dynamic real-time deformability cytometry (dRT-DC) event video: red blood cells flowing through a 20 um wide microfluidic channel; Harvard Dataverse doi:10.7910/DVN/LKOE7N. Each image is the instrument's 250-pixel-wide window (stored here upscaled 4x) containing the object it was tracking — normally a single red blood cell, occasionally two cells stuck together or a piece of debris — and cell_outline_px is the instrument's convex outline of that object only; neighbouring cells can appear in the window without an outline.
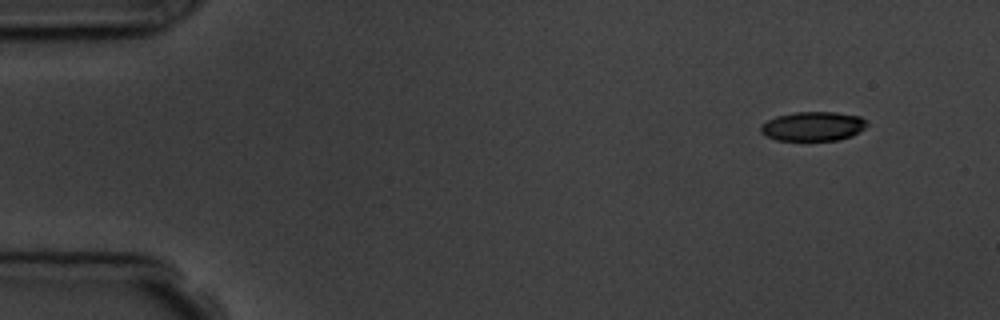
{"species": "common noctule bat (a hibernating species)", "species_latin": "Nyctalus noctula", "temperature_condition": "room temperature", "stored_images_in_passage": 4, "camera_frame_rate_fps": 3000, "um_per_image_px": 0.085, "animal": {"sex": "male", "body_mass_g": 19.5, "forearm_length_mm": 54.6}, "frame": {"image": 1, "passage_image": 1, "time_ms": 0.0, "image_size_px": [1000, 320], "cell_outline_px": [[868, 124], [860, 132], [852, 136], [840, 140], [776, 140], [760, 132], [760, 124], [776, 116], [792, 112], [836, 112], [860, 116]], "centroid_in_image_um": [69.1, 10.73], "position_along_channel_um": 15.9, "area_um2": 18.21}}
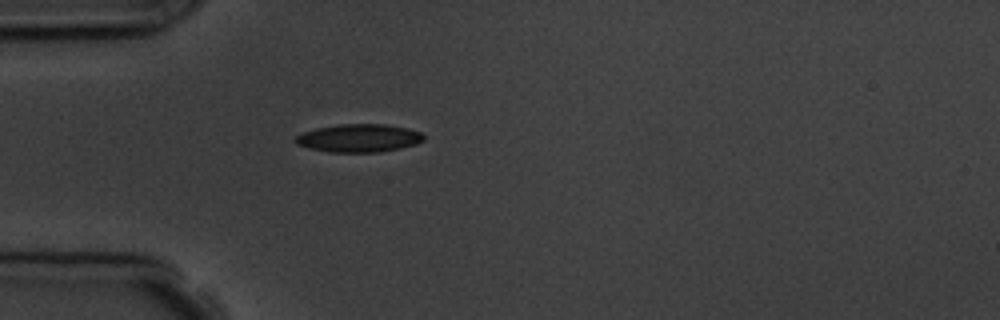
{"frame": {"image": 2, "passage_image": 4, "time_ms": 3.667, "image_size_px": [1000, 320], "cell_outline_px": [[424, 140], [416, 144], [400, 148], [380, 152], [332, 152], [312, 148], [296, 144], [292, 140], [296, 136], [304, 132], [316, 128], [336, 124], [384, 124], [404, 128], [420, 132], [424, 136]], "centroid_in_image_um": [30.49, 11.73], "position_along_channel_um": 54.5, "area_um2": 20.81}}